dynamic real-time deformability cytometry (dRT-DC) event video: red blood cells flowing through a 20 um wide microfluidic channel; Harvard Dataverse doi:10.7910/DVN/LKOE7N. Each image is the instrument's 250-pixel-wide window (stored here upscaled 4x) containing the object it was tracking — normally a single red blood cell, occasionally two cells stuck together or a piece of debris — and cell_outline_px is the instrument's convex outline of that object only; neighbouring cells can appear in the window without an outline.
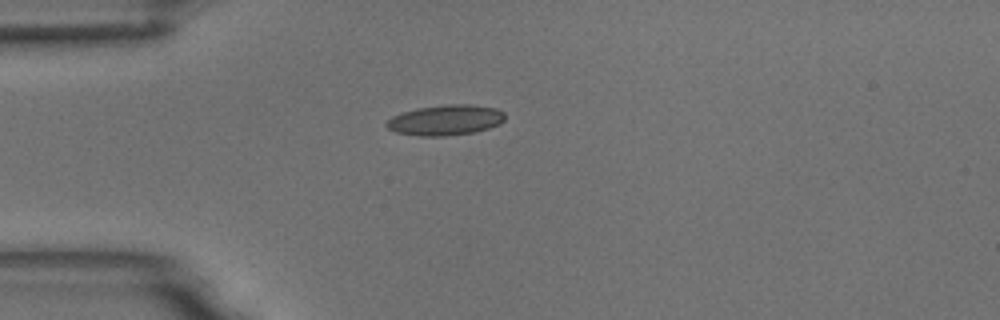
{"species": "common noctule bat (a hibernating species)", "species_latin": "Nyctalus noctula", "temperature_condition": "room temperature", "stored_images_in_passage": 6, "camera_frame_rate_fps": 3000, "um_per_image_px": 0.085, "animal": {"sex": "male", "body_mass_g": 18.8}, "frame": {"image": 1, "passage_image": 1, "time_ms": 0.0, "image_size_px": [1000, 320], "cell_outline_px": [[504, 120], [500, 124], [476, 132], [444, 136], [420, 136], [396, 132], [388, 128], [384, 124], [392, 116], [416, 108], [448, 104], [468, 104], [496, 108], [504, 112]], "centroid_in_image_um": [37.87, 10.21], "position_along_channel_um": 47.1, "area_um2": 20.98}}
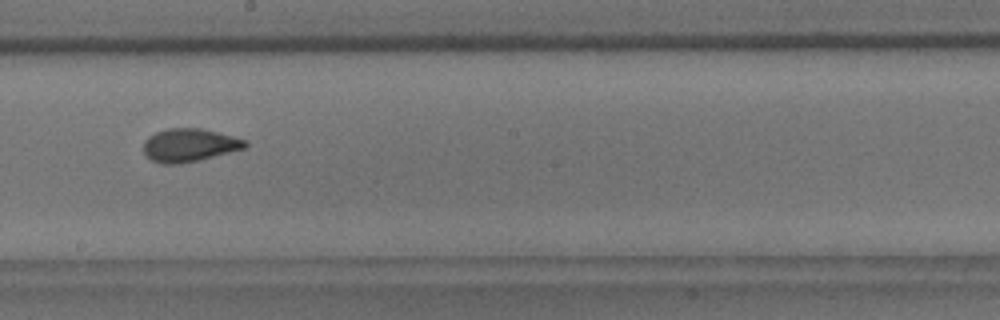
{"frame": {"image": 2, "passage_image": 6, "time_ms": 1.667, "image_size_px": [1000, 320], "cell_outline_px": [[248, 144], [244, 148], [200, 160], [180, 164], [160, 164], [152, 160], [144, 152], [144, 140], [148, 136], [156, 132], [168, 128], [200, 128], [248, 140]], "centroid_in_image_um": [16.08, 12.34], "position_along_channel_um": 232.1, "area_um2": 19.59}}